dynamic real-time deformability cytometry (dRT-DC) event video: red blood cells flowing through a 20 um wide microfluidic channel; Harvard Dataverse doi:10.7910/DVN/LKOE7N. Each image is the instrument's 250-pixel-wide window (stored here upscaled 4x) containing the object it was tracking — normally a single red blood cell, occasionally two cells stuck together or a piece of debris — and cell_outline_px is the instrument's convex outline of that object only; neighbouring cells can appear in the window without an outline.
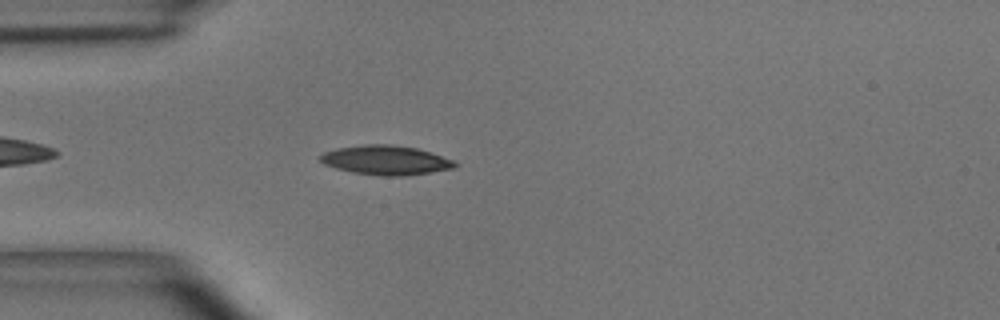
{"species": "common noctule bat (a hibernating species)", "species_latin": "Nyctalus noctula", "temperature_condition": "room temperature", "stored_images_in_passage": 40, "camera_frame_rate_fps": 3000, "um_per_image_px": 0.085, "animal": {"sex": "male", "body_mass_g": 15.6}, "frame": {"image": 1, "passage_image": 5, "time_ms": 1.333, "image_size_px": [1000, 320], "cell_outline_px": [[460, 164], [456, 168], [432, 172], [404, 176], [380, 176], [352, 172], [336, 168], [324, 164], [320, 160], [320, 156], [324, 152], [340, 148], [364, 144], [392, 144], [416, 148], [456, 160]], "centroid_in_image_um": [32.87, 13.62], "position_along_channel_um": 52.1, "area_um2": 23.18}}
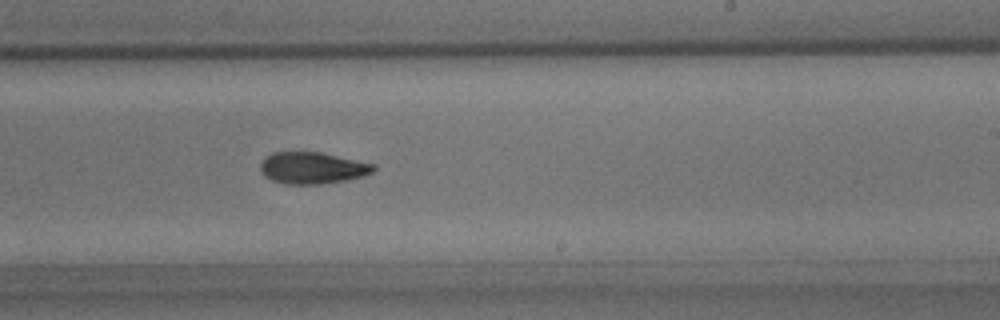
{"frame": {"image": 2, "passage_image": 21, "time_ms": 6.667, "image_size_px": [1000, 320], "cell_outline_px": [[376, 168], [372, 172], [364, 176], [344, 180], [320, 184], [284, 184], [272, 180], [264, 176], [260, 168], [260, 164], [264, 156], [272, 152], [320, 152], [376, 164]], "centroid_in_image_um": [26.53, 14.27], "position_along_channel_um": 262.5, "area_um2": 20.98}}
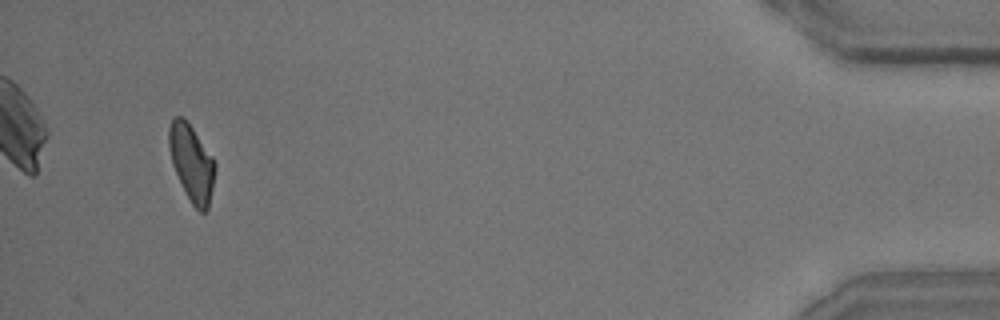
{"frame": {"image": 3, "passage_image": 38, "time_ms": 12.333, "image_size_px": [1000, 320], "cell_outline_px": [[216, 168], [208, 208], [204, 212], [200, 212], [192, 204], [172, 164], [168, 148], [168, 128], [172, 120], [176, 116], [184, 116], [212, 156], [216, 164]], "centroid_in_image_um": [16.28, 13.8], "position_along_channel_um": 418.9, "area_um2": 20.35}, "authors_computed_cell_mechanics": {"area_um2": 21.4438, "velocity_mm_per_s": 4.069, "shape_relaxation_time_tau1_ms": 4.5116, "shape_relaxation_time_tau2_ms": 4.0031, "deformation_change_tau1": 0.1461, "deformation_change_tau2": 0.1091}}